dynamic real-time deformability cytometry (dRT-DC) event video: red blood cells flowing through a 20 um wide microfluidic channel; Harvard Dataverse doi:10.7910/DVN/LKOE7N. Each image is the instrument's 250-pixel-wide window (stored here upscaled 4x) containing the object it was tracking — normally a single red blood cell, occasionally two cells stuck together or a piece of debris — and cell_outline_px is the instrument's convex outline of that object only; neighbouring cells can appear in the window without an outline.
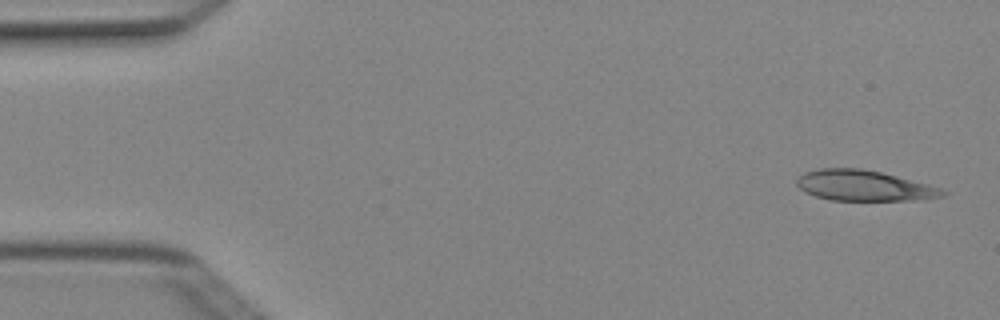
{"species": "Egyptian fruit bat (a non-hibernating species)", "species_latin": "Rousettus aegyptiacus", "temperature_condition": "cold", "stored_images_in_passage": 4, "camera_frame_rate_fps": 3000, "um_per_image_px": 0.085, "animal": {"sex": "female"}, "frame": {"image": 1, "passage_image": 1, "time_ms": 0.0, "image_size_px": [1000, 320], "cell_outline_px": [[948, 192], [944, 196], [920, 200], [828, 200], [804, 192], [796, 184], [796, 180], [804, 172], [820, 168], [864, 168], [928, 184], [940, 188]], "centroid_in_image_um": [73.43, 15.78], "position_along_channel_um": 11.6, "area_um2": 26.01}}
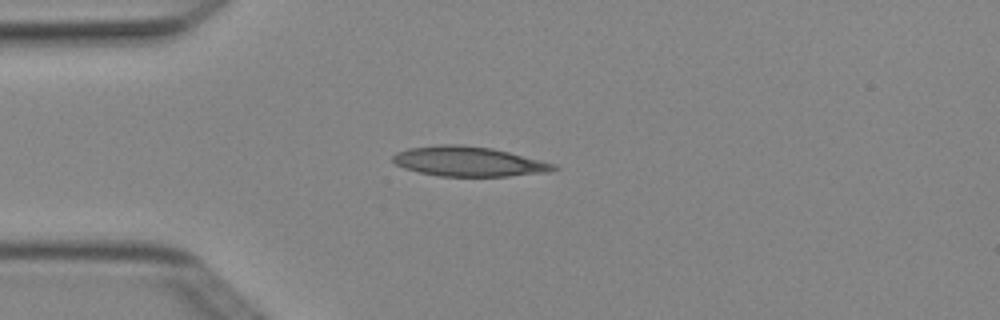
{"frame": {"image": 2, "passage_image": 4, "time_ms": 1.0, "image_size_px": [1000, 320], "cell_outline_px": [[560, 168], [548, 172], [508, 176], [440, 176], [420, 172], [404, 168], [396, 164], [392, 160], [392, 156], [396, 152], [408, 148], [440, 144], [460, 144], [492, 148], [556, 164]], "centroid_in_image_um": [39.82, 13.72], "position_along_channel_um": 45.2, "area_um2": 27.86}}